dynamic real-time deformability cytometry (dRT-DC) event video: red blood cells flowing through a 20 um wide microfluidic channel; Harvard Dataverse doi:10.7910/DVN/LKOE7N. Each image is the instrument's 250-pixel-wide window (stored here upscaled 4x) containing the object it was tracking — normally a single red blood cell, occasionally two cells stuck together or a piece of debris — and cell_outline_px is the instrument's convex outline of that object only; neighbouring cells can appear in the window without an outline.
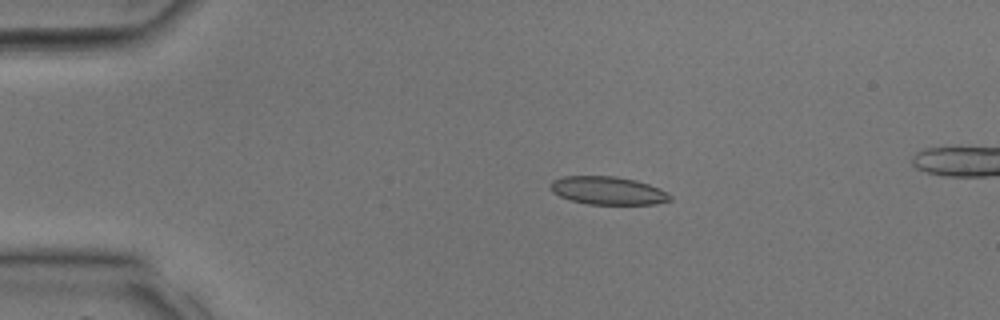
{"species": "common noctule bat (a hibernating species)", "species_latin": "Nyctalus noctula", "temperature_condition": "room temperature", "stored_images_in_passage": 34, "camera_frame_rate_fps": 3000, "um_per_image_px": 0.085, "animal": {"sex": "male", "body_mass_g": 17.9, "forearm_length_mm": 54.2}, "frame": {"image": 1, "passage_image": 6, "time_ms": 1.667, "image_size_px": [1000, 320], "cell_outline_px": [[672, 200], [656, 204], [588, 204], [572, 200], [560, 196], [552, 192], [552, 180], [564, 176], [616, 176], [636, 180], [660, 188], [668, 192], [672, 196]], "centroid_in_image_um": [51.72, 16.2], "position_along_channel_um": 33.3, "area_um2": 19.54}}
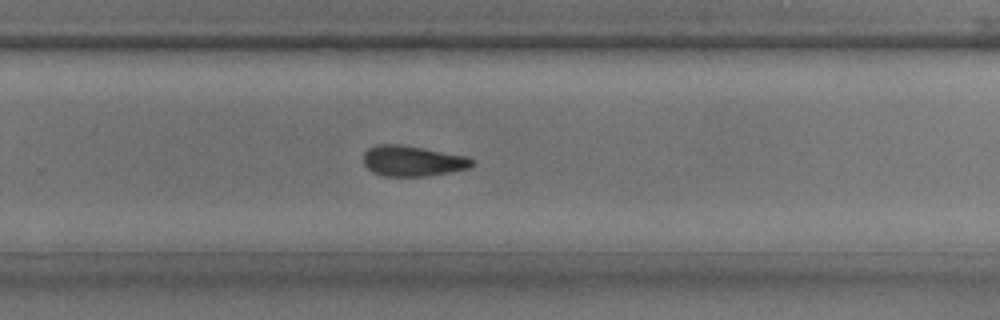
{"frame": {"image": 2, "passage_image": 22, "time_ms": 7.0, "image_size_px": [1000, 320], "cell_outline_px": [[476, 164], [468, 168], [428, 176], [384, 176], [372, 172], [364, 164], [364, 152], [368, 148], [376, 144], [400, 144], [424, 148], [468, 156], [476, 160]], "centroid_in_image_um": [35.09, 13.67], "position_along_channel_um": 294.7, "area_um2": 19.54}}
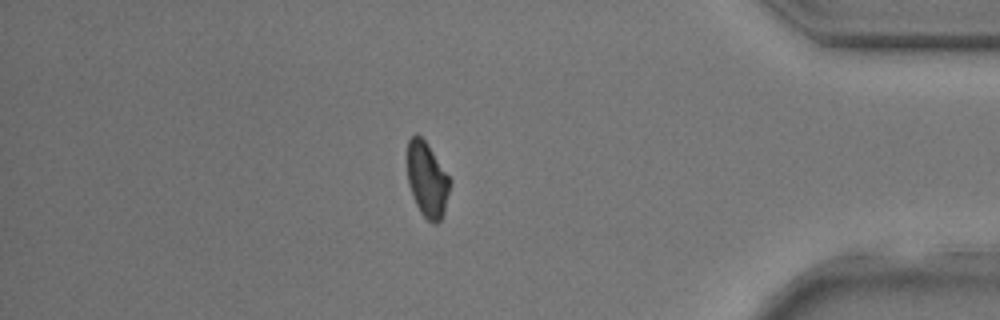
{"frame": {"image": 3, "passage_image": 29, "time_ms": 9.333, "image_size_px": [1000, 320], "cell_outline_px": [[452, 180], [444, 212], [440, 220], [436, 224], [432, 224], [420, 212], [412, 196], [408, 184], [408, 140], [416, 132], [428, 144]], "centroid_in_image_um": [36.32, 15.27], "position_along_channel_um": 398.9, "area_um2": 18.73}}